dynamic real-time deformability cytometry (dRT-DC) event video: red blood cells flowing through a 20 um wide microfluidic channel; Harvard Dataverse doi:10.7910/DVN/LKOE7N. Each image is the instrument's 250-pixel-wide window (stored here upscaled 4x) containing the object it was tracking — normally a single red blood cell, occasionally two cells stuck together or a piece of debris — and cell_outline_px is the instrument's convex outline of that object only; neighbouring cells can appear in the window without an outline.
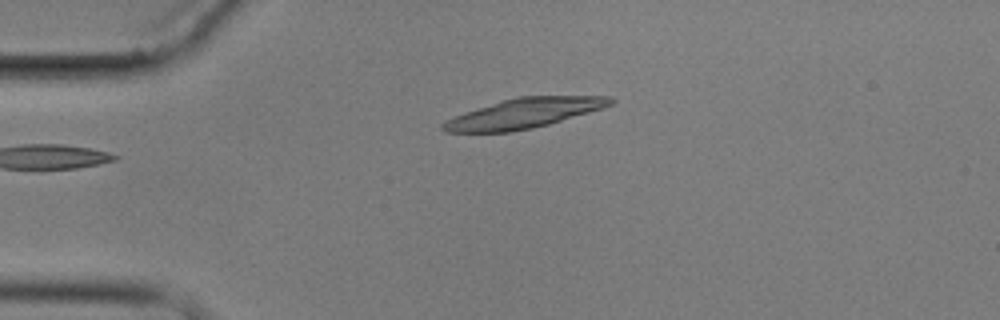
{"species": "common noctule bat (a hibernating species)", "species_latin": "Nyctalus noctula", "temperature_condition": "cold", "stored_images_in_passage": 5, "camera_frame_rate_fps": 3000, "um_per_image_px": 0.085, "animal": {"sex": "male", "body_mass_g": 17.9}, "frame": {"image": 1, "passage_image": 5, "time_ms": 4.667, "image_size_px": [1000, 320], "cell_outline_px": [[616, 100], [612, 104], [604, 108], [548, 124], [532, 128], [512, 132], [444, 132], [440, 128], [440, 124], [464, 112], [500, 100], [516, 96], [612, 96]], "centroid_in_image_um": [44.54, 9.62], "position_along_channel_um": 40.5, "area_um2": 29.19}}